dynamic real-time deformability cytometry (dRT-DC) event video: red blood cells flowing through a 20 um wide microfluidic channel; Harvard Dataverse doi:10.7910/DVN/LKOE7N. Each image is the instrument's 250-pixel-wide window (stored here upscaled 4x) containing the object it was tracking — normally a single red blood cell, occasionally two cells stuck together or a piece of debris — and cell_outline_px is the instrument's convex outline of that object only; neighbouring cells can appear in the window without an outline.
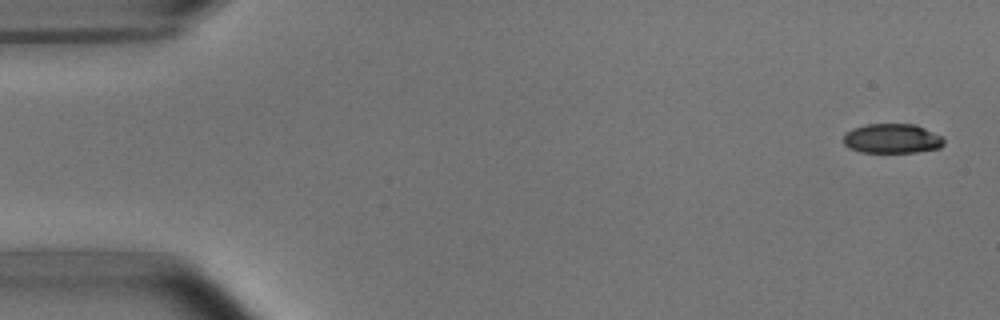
{"species": "common noctule bat (a hibernating species)", "species_latin": "Nyctalus noctula", "temperature_condition": "room temperature", "stored_images_in_passage": 53, "camera_frame_rate_fps": 3000, "um_per_image_px": 0.085, "animal": {"sex": "male", "body_mass_g": 15.6}, "frame": {"image": 1, "passage_image": 2, "time_ms": 0.333, "image_size_px": [1000, 320], "cell_outline_px": [[944, 144], [940, 148], [916, 152], [860, 152], [844, 144], [844, 132], [852, 128], [868, 124], [916, 124], [940, 136], [944, 140]], "centroid_in_image_um": [75.82, 11.77], "position_along_channel_um": 9.2, "area_um2": 17.22}}
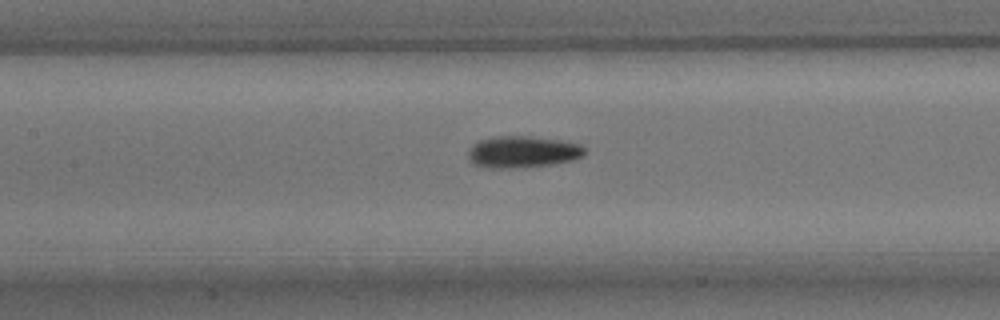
{"frame": {"image": 2, "passage_image": 24, "time_ms": 7.667, "image_size_px": [1000, 320], "cell_outline_px": [[584, 152], [580, 156], [572, 160], [552, 164], [512, 168], [488, 168], [472, 164], [468, 156], [468, 152], [472, 144], [480, 140], [500, 136], [528, 136], [560, 140], [580, 144], [584, 148]], "centroid_in_image_um": [44.37, 12.91], "position_along_channel_um": 163.0, "area_um2": 21.33}}
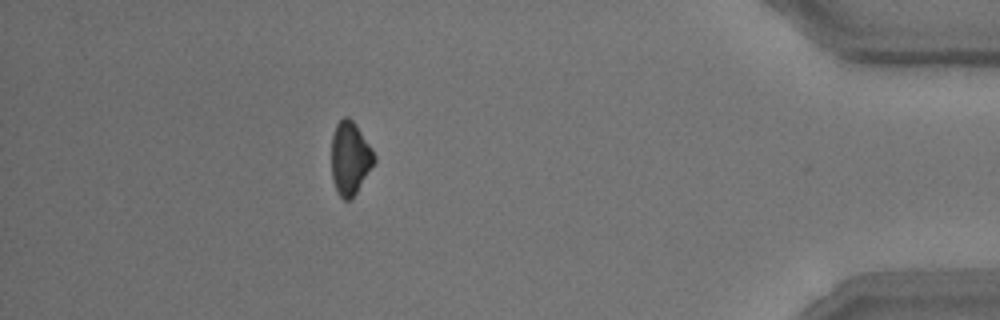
{"frame": {"image": 3, "passage_image": 47, "time_ms": 15.333, "image_size_px": [1000, 320], "cell_outline_px": [[376, 160], [356, 192], [348, 200], [344, 200], [336, 192], [332, 176], [332, 136], [336, 124], [344, 116], [348, 116], [356, 124], [372, 148], [376, 156]], "centroid_in_image_um": [29.75, 13.41], "position_along_channel_um": 405.4, "area_um2": 18.09}, "authors_computed_cell_mechanics": {"area_um2": 19.4208, "velocity_mm_per_s": 3.8041, "shape_relaxation_time_tau1_ms": 3.3236, "shape_relaxation_time_tau2_ms": null, "deformation_change_tau1": 0.1076, "deformation_change_tau2": null}}